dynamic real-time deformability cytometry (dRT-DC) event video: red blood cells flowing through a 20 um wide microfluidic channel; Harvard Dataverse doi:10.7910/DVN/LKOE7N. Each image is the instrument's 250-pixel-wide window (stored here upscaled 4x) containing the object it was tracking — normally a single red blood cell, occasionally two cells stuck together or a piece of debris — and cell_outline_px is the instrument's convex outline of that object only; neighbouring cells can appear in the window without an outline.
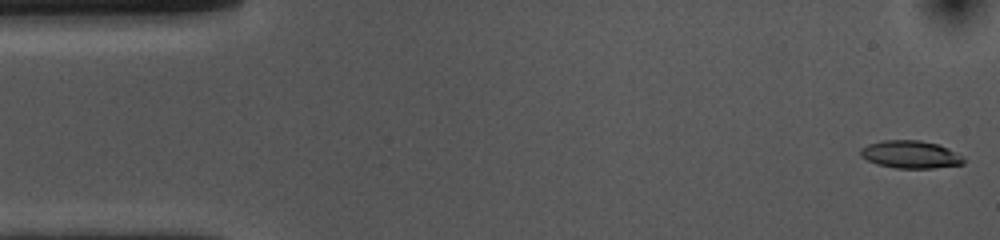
{"species": "common noctule bat (a hibernating species)", "species_latin": "Nyctalus noctula", "temperature_condition": "cold", "stored_images_in_passage": 46, "camera_frame_rate_fps": 3000, "um_per_image_px": 0.085, "animal": {"sex": "female", "body_mass_g": 10.0, "forearm_length_mm": 53.1}, "frame": {"image": 1, "passage_image": 1, "time_ms": 0.0, "image_size_px": [1000, 240], "cell_outline_px": [[964, 164], [932, 168], [896, 168], [876, 164], [860, 156], [860, 148], [868, 144], [884, 140], [920, 140], [940, 144], [948, 148], [960, 156], [964, 160]], "centroid_in_image_um": [77.36, 13.12], "position_along_channel_um": 7.6, "area_um2": 16.59}}
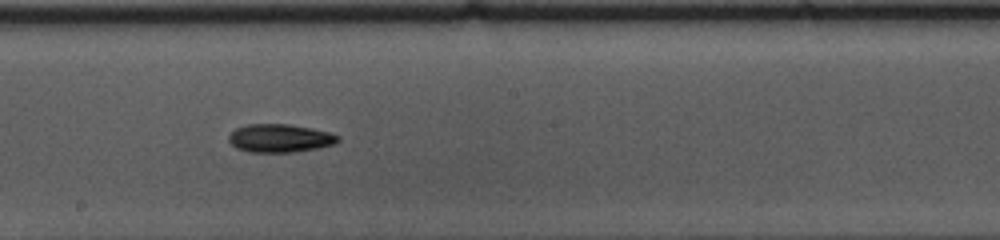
{"frame": {"image": 2, "passage_image": 28, "time_ms": 9.0, "image_size_px": [1000, 240], "cell_outline_px": [[340, 140], [336, 144], [316, 148], [292, 152], [248, 152], [236, 148], [228, 140], [228, 136], [236, 128], [244, 124], [288, 124], [312, 128], [328, 132], [340, 136]], "centroid_in_image_um": [23.78, 11.74], "position_along_channel_um": 224.4, "area_um2": 18.03}}
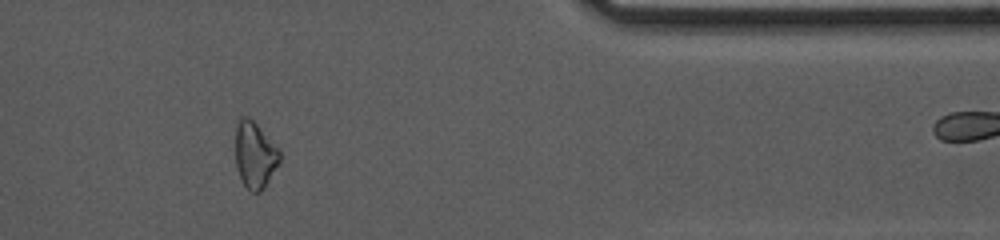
{"frame": {"image": 3, "passage_image": 44, "time_ms": 14.333, "image_size_px": [1000, 240], "cell_outline_px": [[280, 160], [264, 188], [260, 192], [252, 192], [240, 180], [236, 168], [236, 128], [240, 116], [248, 116], [256, 124], [280, 152]], "centroid_in_image_um": [21.63, 13.19], "position_along_channel_um": 389.8, "area_um2": 16.76}, "authors_computed_cell_mechanics": {"area_um2": 17.0221, "velocity_mm_per_s": 3.6345, "shape_relaxation_time_tau1_ms": 6.4584, "shape_relaxation_time_tau2_ms": null, "deformation_change_tau1": 0.1355, "deformation_change_tau2": null}}